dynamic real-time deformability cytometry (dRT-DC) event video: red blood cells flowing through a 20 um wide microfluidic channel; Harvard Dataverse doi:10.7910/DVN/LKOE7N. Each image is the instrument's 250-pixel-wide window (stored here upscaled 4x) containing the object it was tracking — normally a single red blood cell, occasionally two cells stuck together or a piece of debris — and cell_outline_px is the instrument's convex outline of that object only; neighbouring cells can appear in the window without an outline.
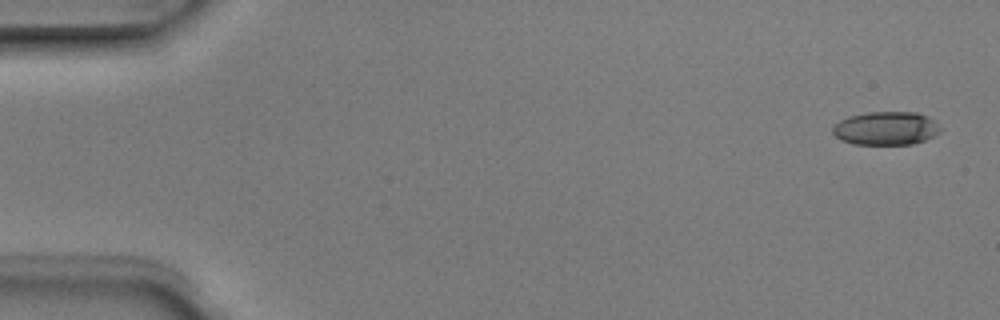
{"species": "Egyptian fruit bat (a non-hibernating species)", "species_latin": "Rousettus aegyptiacus", "temperature_condition": "room temperature", "stored_images_in_passage": 6, "camera_frame_rate_fps": 3000, "um_per_image_px": 0.085, "animal": {"sex": "male"}, "frame": {"image": 1, "passage_image": 1, "time_ms": 0.0, "image_size_px": [1000, 320], "cell_outline_px": [[944, 128], [940, 132], [924, 140], [912, 144], [852, 144], [840, 140], [832, 132], [832, 128], [840, 120], [848, 116], [868, 112], [916, 112], [928, 116], [940, 124]], "centroid_in_image_um": [75.33, 10.9], "position_along_channel_um": 9.7, "area_um2": 21.15}}
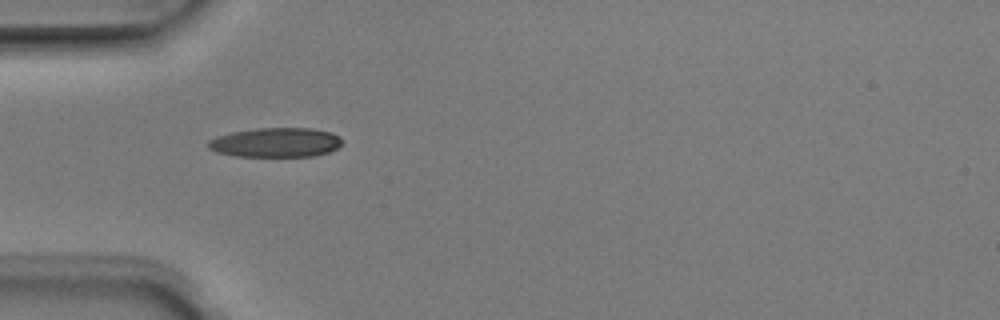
{"frame": {"image": 2, "passage_image": 5, "time_ms": 1.333, "image_size_px": [1000, 320], "cell_outline_px": [[344, 144], [328, 152], [312, 156], [236, 156], [216, 152], [208, 148], [208, 140], [216, 136], [232, 132], [256, 128], [312, 128], [332, 132], [340, 136], [344, 140]], "centroid_in_image_um": [23.47, 12.1], "position_along_channel_um": 61.5, "area_um2": 23.18}}
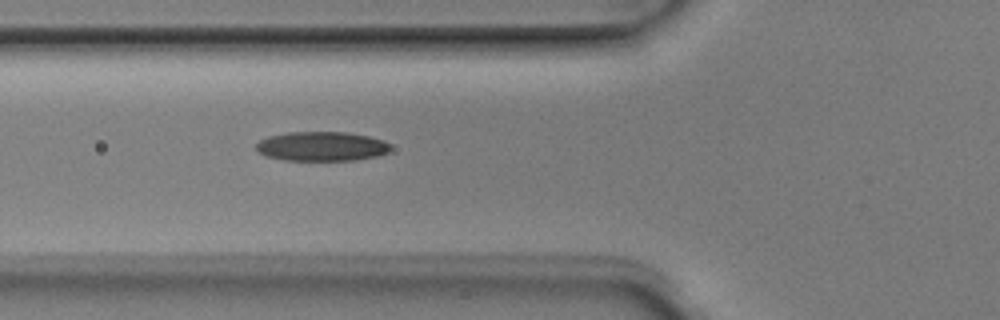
{"frame": {"image": 3, "passage_image": 6, "time_ms": 1.667, "image_size_px": [1000, 320], "cell_outline_px": [[392, 148], [388, 152], [376, 156], [356, 160], [284, 160], [264, 156], [256, 152], [256, 144], [260, 140], [268, 136], [288, 132], [348, 132], [368, 136], [384, 140]], "centroid_in_image_um": [27.31, 12.44], "position_along_channel_um": 98.5, "area_um2": 23.18}}